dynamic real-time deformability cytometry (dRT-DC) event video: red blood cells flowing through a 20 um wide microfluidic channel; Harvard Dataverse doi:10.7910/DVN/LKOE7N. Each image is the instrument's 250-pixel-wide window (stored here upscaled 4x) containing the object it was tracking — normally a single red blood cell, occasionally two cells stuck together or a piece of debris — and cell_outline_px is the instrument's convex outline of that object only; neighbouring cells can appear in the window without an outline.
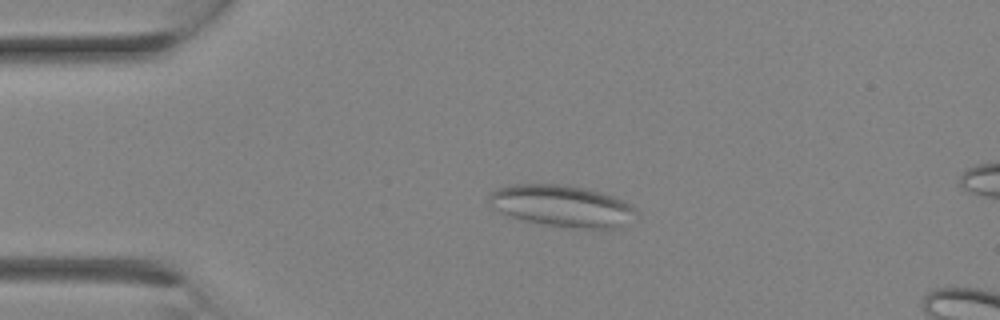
{"species": "Egyptian fruit bat (a non-hibernating species)", "species_latin": "Rousettus aegyptiacus", "temperature_condition": "room temperature", "stored_images_in_passage": 8, "camera_frame_rate_fps": 3000, "um_per_image_px": 0.085, "animal": {"sex": "female"}, "frame": {"image": 1, "passage_image": 5, "time_ms": 1.333, "image_size_px": [1000, 320], "cell_outline_px": [[640, 212], [620, 228], [572, 228], [524, 220], [512, 216], [492, 208], [488, 204], [488, 196], [496, 188], [512, 184], [568, 184], [600, 192], [624, 200], [632, 204]], "centroid_in_image_um": [47.8, 17.49], "position_along_channel_um": 37.2, "area_um2": 35.84}}